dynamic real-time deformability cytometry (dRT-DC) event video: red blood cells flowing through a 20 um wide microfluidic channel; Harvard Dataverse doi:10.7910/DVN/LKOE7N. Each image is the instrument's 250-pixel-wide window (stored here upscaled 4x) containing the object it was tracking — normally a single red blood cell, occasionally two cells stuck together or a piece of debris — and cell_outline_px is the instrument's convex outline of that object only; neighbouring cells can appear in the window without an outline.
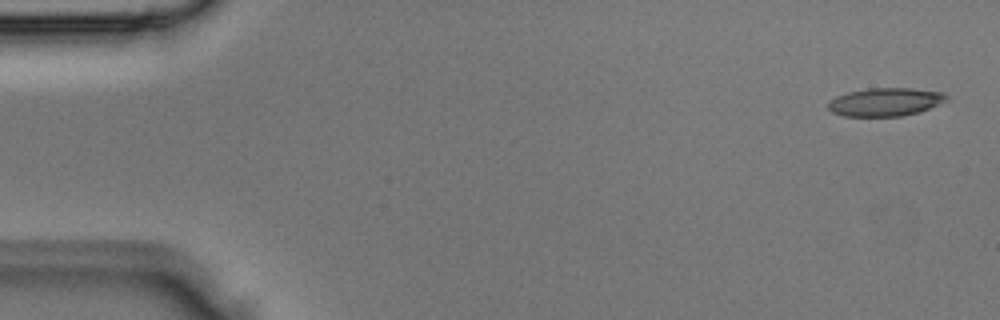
{"species": "Egyptian fruit bat (a non-hibernating species)", "species_latin": "Rousettus aegyptiacus", "temperature_condition": "room temperature", "stored_images_in_passage": 4, "camera_frame_rate_fps": 3000, "um_per_image_px": 0.085, "animal": {"sex": "male"}, "frame": {"image": 1, "passage_image": 1, "time_ms": 0.0, "image_size_px": [1000, 320], "cell_outline_px": [[948, 100], [920, 112], [900, 116], [844, 116], [832, 112], [828, 108], [828, 104], [836, 96], [848, 92], [868, 88], [912, 88], [944, 92], [948, 96]], "centroid_in_image_um": [75.28, 8.66], "position_along_channel_um": 9.7, "area_um2": 19.48}}